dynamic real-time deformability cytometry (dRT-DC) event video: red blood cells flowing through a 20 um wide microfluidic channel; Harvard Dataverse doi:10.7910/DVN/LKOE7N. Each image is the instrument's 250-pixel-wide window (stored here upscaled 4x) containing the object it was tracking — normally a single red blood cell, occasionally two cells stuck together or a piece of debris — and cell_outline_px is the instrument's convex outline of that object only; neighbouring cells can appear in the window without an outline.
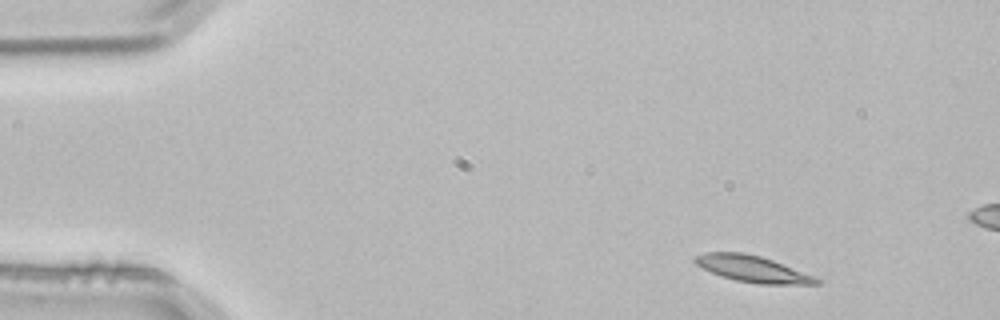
{"species": "common noctule bat (a hibernating species)", "species_latin": "Nyctalus noctula", "temperature_condition": "room temperature", "stored_images_in_passage": 3, "camera_frame_rate_fps": 3000, "um_per_image_px": 0.085, "animal": {"sex": "male", "body_mass_g": 21.5, "forearm_length_mm": 52.0}, "frame": {"image": 1, "passage_image": 1, "time_ms": 0.0, "image_size_px": [1000, 320], "cell_outline_px": [[820, 284], [760, 284], [736, 280], [712, 272], [696, 264], [692, 260], [692, 256], [704, 252], [744, 252], [760, 256], [772, 260], [812, 276], [820, 280]], "centroid_in_image_um": [63.89, 22.84], "position_along_channel_um": 21.1, "area_um2": 18.32}}